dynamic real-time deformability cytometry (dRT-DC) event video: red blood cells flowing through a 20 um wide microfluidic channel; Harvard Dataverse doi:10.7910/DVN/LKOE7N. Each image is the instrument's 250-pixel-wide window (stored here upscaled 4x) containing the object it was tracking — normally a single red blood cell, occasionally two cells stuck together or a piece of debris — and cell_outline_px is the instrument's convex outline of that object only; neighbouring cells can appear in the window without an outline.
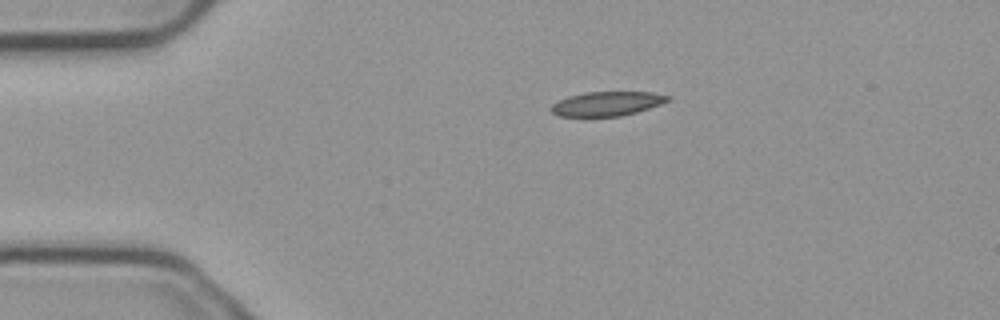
{"species": "common noctule bat (a hibernating species)", "species_latin": "Nyctalus noctula", "temperature_condition": "cold", "stored_images_in_passage": 3, "camera_frame_rate_fps": 3000, "um_per_image_px": 0.085, "animal": {"sex": "male", "body_mass_g": 23.1, "forearm_length_mm": 52.7}, "frame": {"image": 1, "passage_image": 3, "time_ms": 0.667, "image_size_px": [1000, 320], "cell_outline_px": [[672, 100], [636, 112], [620, 116], [560, 116], [552, 112], [552, 104], [568, 96], [584, 92], [652, 92], [672, 96]], "centroid_in_image_um": [51.64, 8.8], "position_along_channel_um": 33.4, "area_um2": 16.42}}